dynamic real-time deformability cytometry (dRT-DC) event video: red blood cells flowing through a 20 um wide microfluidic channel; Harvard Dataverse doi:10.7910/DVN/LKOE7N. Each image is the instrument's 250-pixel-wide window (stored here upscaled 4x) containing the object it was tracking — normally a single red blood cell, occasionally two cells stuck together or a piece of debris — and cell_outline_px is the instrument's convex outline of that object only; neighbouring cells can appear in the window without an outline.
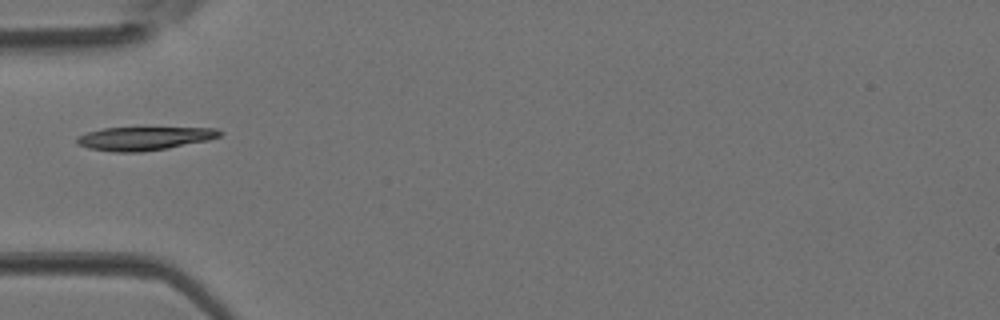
{"species": "Egyptian fruit bat (a non-hibernating species)", "species_latin": "Rousettus aegyptiacus", "temperature_condition": "room temperature", "stored_images_in_passage": 2, "camera_frame_rate_fps": 3000, "um_per_image_px": 0.085, "animal": {"sex": "female"}, "frame": {"image": 1, "passage_image": 2, "time_ms": 0.333, "image_size_px": [1000, 320], "cell_outline_px": [[224, 132], [220, 136], [208, 140], [168, 148], [140, 152], [112, 152], [88, 148], [80, 144], [76, 140], [76, 136], [88, 132], [104, 128], [216, 128]], "centroid_in_image_um": [12.26, 11.77], "position_along_channel_um": 72.7, "area_um2": 19.36}}